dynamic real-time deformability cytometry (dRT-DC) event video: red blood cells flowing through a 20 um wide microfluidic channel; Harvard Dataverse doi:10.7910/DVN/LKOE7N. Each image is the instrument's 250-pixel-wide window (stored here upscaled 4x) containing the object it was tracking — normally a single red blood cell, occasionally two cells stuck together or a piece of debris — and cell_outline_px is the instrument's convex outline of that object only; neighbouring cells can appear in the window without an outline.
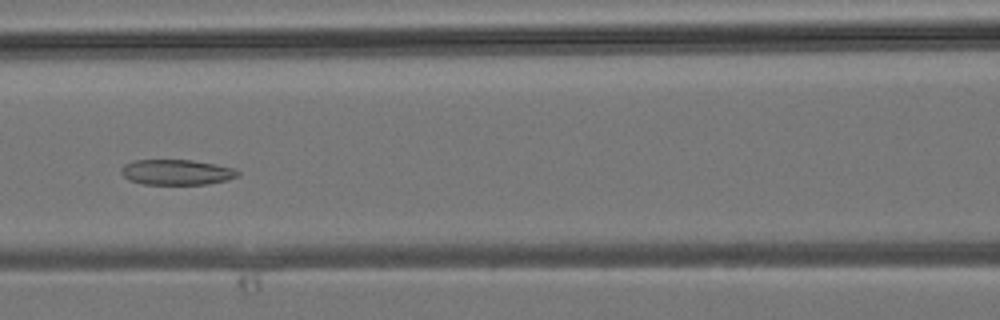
{"species": "common noctule bat (a hibernating species)", "species_latin": "Nyctalus noctula", "temperature_condition": "room temperature", "stored_images_in_passage": 14, "camera_frame_rate_fps": 3000, "um_per_image_px": 0.085, "animal": {"sex": "male", "body_mass_g": 19.2, "forearm_length_mm": 51.8}, "frame": {"image": 1, "passage_image": 7, "time_ms": 2.0, "image_size_px": [1000, 320], "cell_outline_px": [[240, 176], [228, 180], [208, 184], [144, 184], [128, 180], [120, 172], [120, 168], [124, 164], [132, 160], [192, 160], [216, 164], [232, 168], [240, 172]], "centroid_in_image_um": [15.0, 14.63], "position_along_channel_um": 151.6, "area_um2": 17.4}}
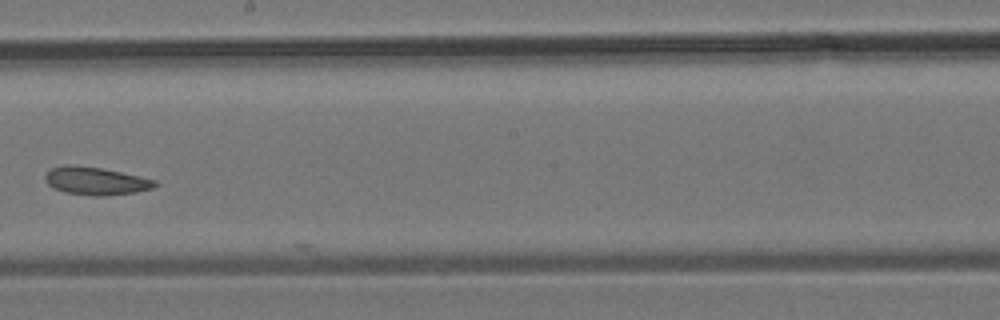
{"frame": {"image": 2, "passage_image": 12, "time_ms": 3.667, "image_size_px": [1000, 320], "cell_outline_px": [[156, 184], [152, 188], [136, 192], [104, 196], [92, 196], [64, 192], [48, 184], [44, 180], [44, 176], [52, 168], [64, 164], [72, 164], [100, 168], [140, 176], [156, 180]], "centroid_in_image_um": [8.11, 15.38], "position_along_channel_um": 240.1, "area_um2": 17.74}}